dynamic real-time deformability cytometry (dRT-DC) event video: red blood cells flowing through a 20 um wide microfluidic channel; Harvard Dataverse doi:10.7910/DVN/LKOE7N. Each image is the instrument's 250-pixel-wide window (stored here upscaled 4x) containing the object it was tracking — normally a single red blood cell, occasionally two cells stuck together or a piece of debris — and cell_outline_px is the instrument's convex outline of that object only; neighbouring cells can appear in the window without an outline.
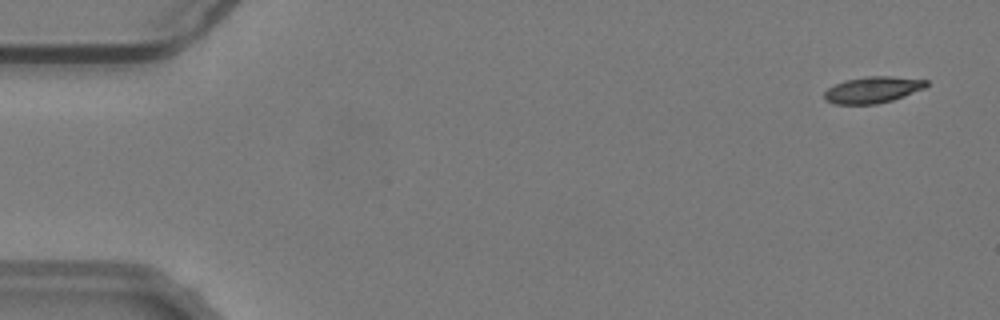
{"species": "common noctule bat (a hibernating species)", "species_latin": "Nyctalus noctula", "temperature_condition": "warm", "stored_images_in_passage": 56, "camera_frame_rate_fps": 3000, "um_per_image_px": 0.085, "animal": {"sex": "male", "body_mass_g": 19.2, "forearm_length_mm": 51.8}, "frame": {"image": 1, "passage_image": 3, "time_ms": 0.667, "image_size_px": [1000, 320], "cell_outline_px": [[928, 84], [924, 88], [904, 96], [892, 100], [876, 104], [832, 104], [824, 100], [824, 92], [832, 84], [844, 80], [868, 76], [892, 76], [928, 80]], "centroid_in_image_um": [74.13, 7.63], "position_along_channel_um": 10.9, "area_um2": 15.84}}
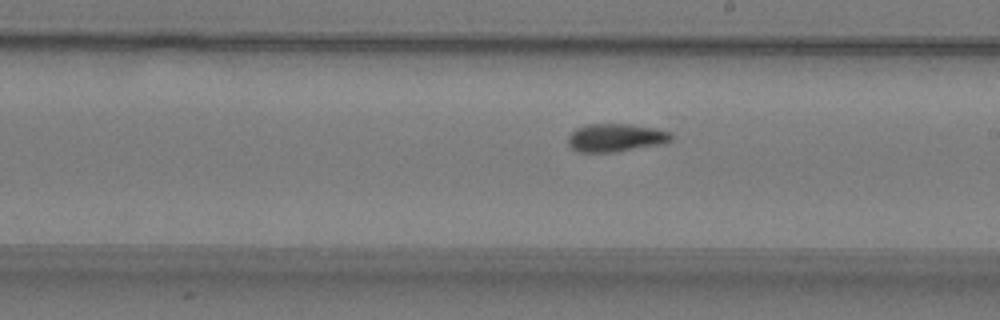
{"frame": {"image": 2, "passage_image": 32, "time_ms": 10.333, "image_size_px": [1000, 320], "cell_outline_px": [[672, 140], [664, 144], [616, 152], [576, 152], [568, 144], [568, 136], [576, 128], [588, 124], [632, 124], [656, 128], [668, 132], [672, 136]], "centroid_in_image_um": [52.34, 11.71], "position_along_channel_um": 236.7, "area_um2": 17.05}}
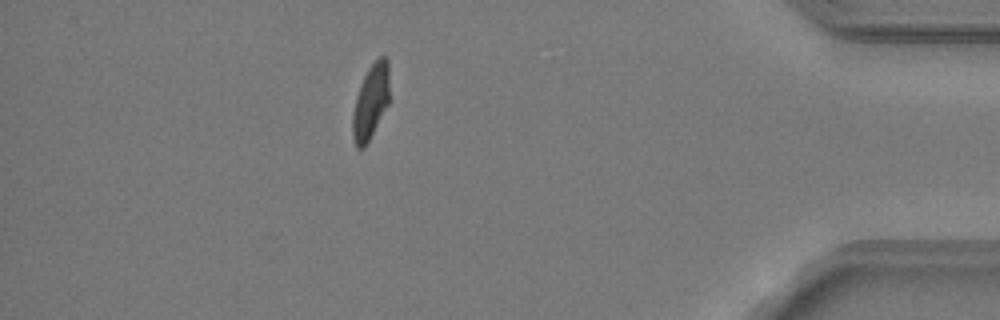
{"frame": {"image": 3, "passage_image": 49, "time_ms": 16.0, "image_size_px": [1000, 320], "cell_outline_px": [[388, 104], [364, 148], [356, 148], [352, 136], [352, 116], [356, 96], [360, 84], [368, 68], [380, 56], [384, 56], [388, 60]], "centroid_in_image_um": [31.48, 8.65], "position_along_channel_um": 403.7, "area_um2": 15.78}, "authors_computed_cell_mechanics": {"area_um2": 16.2418, "velocity_mm_per_s": 3.7683, "shape_relaxation_time_tau1_ms": 10.2147, "shape_relaxation_time_tau2_ms": 2.4496, "deformation_change_tau1": 0.2437, "deformation_change_tau2": 0.0653}}